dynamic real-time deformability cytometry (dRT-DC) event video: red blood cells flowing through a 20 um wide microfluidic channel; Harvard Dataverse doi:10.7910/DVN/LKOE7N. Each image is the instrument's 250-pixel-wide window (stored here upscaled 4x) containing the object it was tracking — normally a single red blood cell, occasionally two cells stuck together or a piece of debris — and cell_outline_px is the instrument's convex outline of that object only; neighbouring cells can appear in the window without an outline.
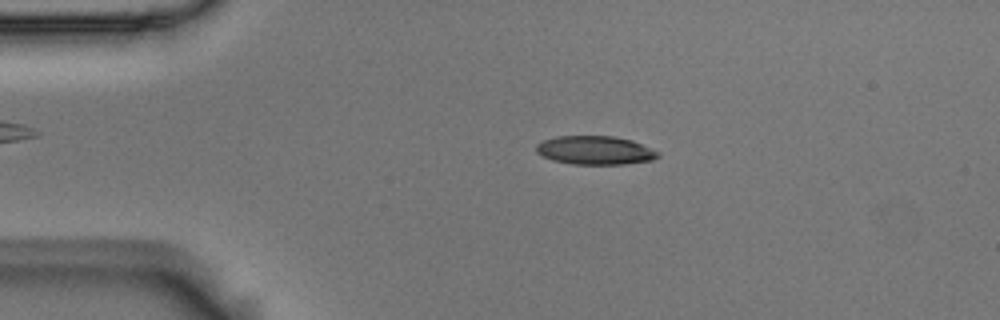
{"species": "Egyptian fruit bat (a non-hibernating species)", "species_latin": "Rousettus aegyptiacus", "temperature_condition": "room temperature", "stored_images_in_passage": 5, "segment_of_instrument_passage": [1, 2], "camera_frame_rate_fps": 3000, "um_per_image_px": 0.085, "animal": {"sex": "male"}, "frame": {"image": 1, "passage_image": 3, "time_ms": 0.667, "image_size_px": [1000, 320], "cell_outline_px": [[660, 156], [652, 160], [624, 164], [572, 164], [552, 160], [536, 152], [536, 144], [544, 140], [556, 136], [612, 136], [632, 140], [660, 152]], "centroid_in_image_um": [50.59, 12.77], "position_along_channel_um": 34.4, "area_um2": 20.29}}